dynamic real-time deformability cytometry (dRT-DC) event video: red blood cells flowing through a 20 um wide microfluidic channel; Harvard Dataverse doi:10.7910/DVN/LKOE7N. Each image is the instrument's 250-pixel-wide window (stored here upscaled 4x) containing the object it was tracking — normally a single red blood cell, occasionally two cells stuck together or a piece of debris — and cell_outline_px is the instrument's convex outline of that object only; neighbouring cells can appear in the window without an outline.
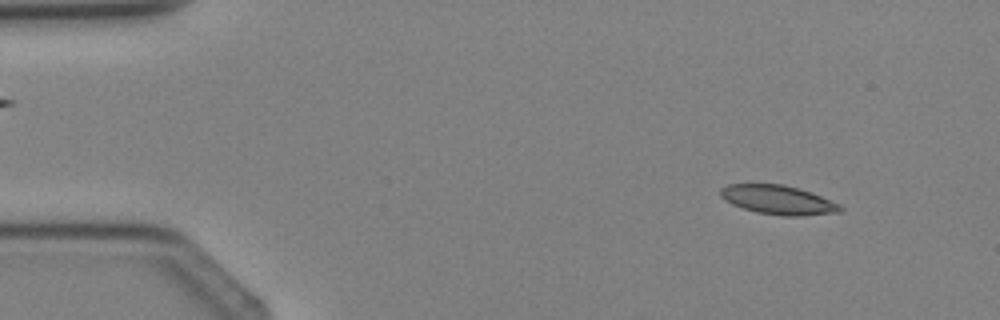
{"species": "Egyptian fruit bat (a non-hibernating species)", "species_latin": "Rousettus aegyptiacus", "temperature_condition": "cold", "stored_images_in_passage": 2, "camera_frame_rate_fps": 3000, "um_per_image_px": 0.085, "animal": {"sex": "female"}, "frame": {"image": 1, "passage_image": 1, "time_ms": 0.0, "image_size_px": [1000, 320], "cell_outline_px": [[844, 208], [840, 212], [804, 216], [780, 216], [756, 212], [732, 204], [724, 200], [720, 196], [720, 188], [728, 184], [784, 184], [820, 196], [840, 204]], "centroid_in_image_um": [66.12, 17.0], "position_along_channel_um": 18.9, "area_um2": 20.29}}